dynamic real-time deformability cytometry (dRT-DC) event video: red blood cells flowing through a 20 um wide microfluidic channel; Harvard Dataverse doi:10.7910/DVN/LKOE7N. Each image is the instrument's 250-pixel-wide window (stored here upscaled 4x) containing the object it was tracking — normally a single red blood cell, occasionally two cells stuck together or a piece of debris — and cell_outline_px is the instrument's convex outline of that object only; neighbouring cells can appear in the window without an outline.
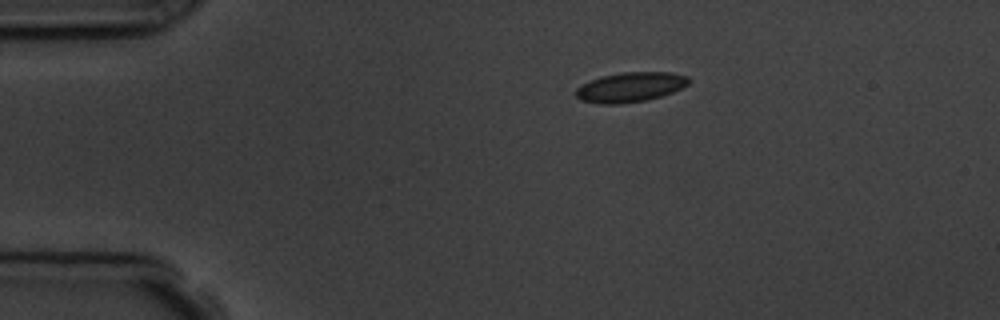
{"species": "common noctule bat (a hibernating species)", "species_latin": "Nyctalus noctula", "temperature_condition": "room temperature", "stored_images_in_passage": 5, "camera_frame_rate_fps": 3000, "um_per_image_px": 0.085, "animal": {"sex": "male", "body_mass_g": 19.5, "forearm_length_mm": 54.6}, "frame": {"image": 1, "passage_image": 1, "time_ms": 0.0, "image_size_px": [1000, 320], "cell_outline_px": [[688, 84], [672, 92], [660, 96], [644, 100], [616, 104], [600, 104], [580, 100], [576, 96], [576, 88], [600, 76], [620, 72], [672, 72], [688, 76]], "centroid_in_image_um": [53.56, 7.39], "position_along_channel_um": 31.4, "area_um2": 19.36}}
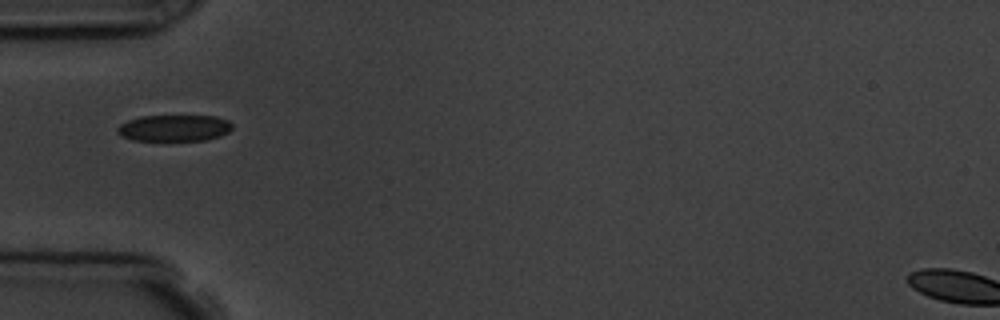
{"frame": {"image": 2, "passage_image": 3, "time_ms": 2.333, "image_size_px": [1000, 320], "cell_outline_px": [[232, 128], [228, 132], [220, 136], [208, 140], [132, 140], [120, 136], [116, 132], [116, 128], [120, 124], [128, 120], [140, 116], [216, 116], [228, 120], [232, 124]], "centroid_in_image_um": [14.79, 10.88], "position_along_channel_um": 70.2, "area_um2": 17.8}}